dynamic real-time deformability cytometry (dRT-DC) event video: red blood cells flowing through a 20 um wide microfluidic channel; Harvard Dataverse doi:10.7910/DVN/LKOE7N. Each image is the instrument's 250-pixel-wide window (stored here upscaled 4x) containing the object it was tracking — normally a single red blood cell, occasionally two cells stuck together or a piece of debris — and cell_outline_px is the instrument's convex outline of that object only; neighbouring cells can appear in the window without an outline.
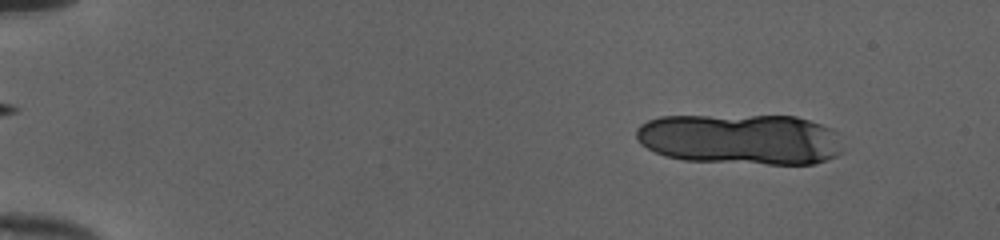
{"species": "human", "species_latin": "Homo sapiens", "temperature_condition": "cold", "stored_images_in_passage": 17, "camera_frame_rate_fps": 3000, "um_per_image_px": 0.085, "donor": {"sex": "female"}, "frame": {"image": 1, "passage_image": 6, "time_ms": 1.667, "image_size_px": [1000, 240], "cell_outline_px": [[844, 152], [828, 160], [812, 164], [768, 164], [684, 160], [664, 156], [640, 144], [636, 140], [636, 128], [640, 124], [648, 120], [660, 116], [796, 116], [832, 128], [836, 132]], "centroid_in_image_um": [62.94, 11.83], "position_along_channel_um": 22.1, "area_um2": 61.56}}